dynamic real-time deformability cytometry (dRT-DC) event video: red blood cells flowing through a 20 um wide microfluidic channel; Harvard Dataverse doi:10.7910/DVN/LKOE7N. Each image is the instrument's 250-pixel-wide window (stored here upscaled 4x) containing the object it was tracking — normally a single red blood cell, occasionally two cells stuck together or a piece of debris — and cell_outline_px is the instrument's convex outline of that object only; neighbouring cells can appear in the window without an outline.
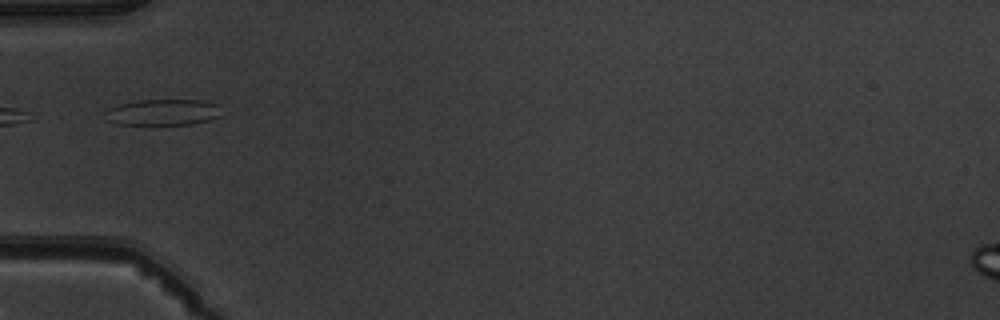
{"species": "common noctule bat (a hibernating species)", "species_latin": "Nyctalus noctula", "temperature_condition": "warm", "stored_images_in_passage": 5, "camera_frame_rate_fps": 3000, "um_per_image_px": 0.085, "animal": {"sex": "male", "body_mass_g": 19.5, "forearm_length_mm": 54.6}, "frame": {"image": 1, "passage_image": 5, "time_ms": 4.667, "image_size_px": [1000, 320], "cell_outline_px": [[220, 116], [212, 120], [192, 124], [116, 124], [108, 120], [108, 108], [116, 104], [136, 100], [204, 100], [220, 104]], "centroid_in_image_um": [13.91, 9.53], "position_along_channel_um": 71.1, "area_um2": 17.8}}